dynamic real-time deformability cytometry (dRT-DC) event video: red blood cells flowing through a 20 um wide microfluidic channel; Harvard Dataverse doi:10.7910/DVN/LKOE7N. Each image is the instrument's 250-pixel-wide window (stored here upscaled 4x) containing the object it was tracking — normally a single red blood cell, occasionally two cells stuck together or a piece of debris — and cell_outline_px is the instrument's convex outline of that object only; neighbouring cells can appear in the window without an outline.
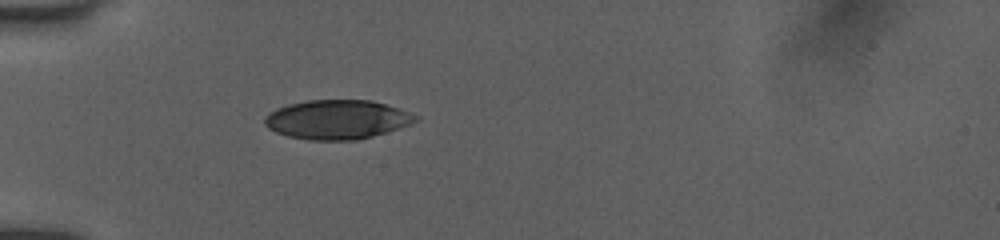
{"species": "human", "species_latin": "Homo sapiens", "temperature_condition": "room temperature", "stored_images_in_passage": 22, "camera_frame_rate_fps": 3000, "um_per_image_px": 0.085, "donor": {"sex": "female"}, "frame": {"image": 1, "passage_image": 1, "time_ms": 0.0, "image_size_px": [1000, 240], "cell_outline_px": [[420, 120], [372, 136], [356, 140], [308, 140], [288, 136], [276, 132], [268, 128], [264, 124], [264, 116], [268, 112], [276, 108], [288, 104], [308, 100], [372, 100], [400, 108], [420, 116]], "centroid_in_image_um": [28.63, 10.15], "position_along_channel_um": 56.4, "area_um2": 34.56}}
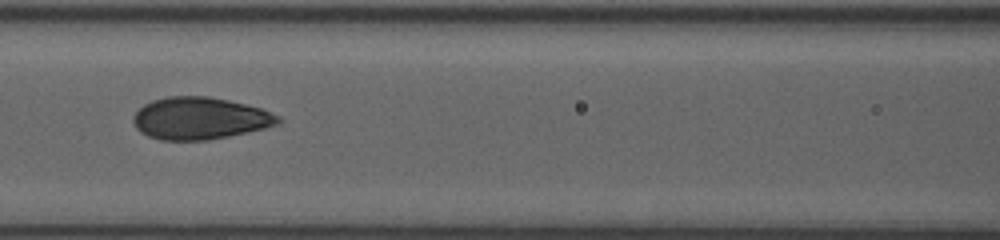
{"frame": {"image": 2, "passage_image": 18, "time_ms": 2.667, "image_size_px": [1000, 240], "cell_outline_px": [[284, 120], [280, 124], [264, 128], [228, 136], [208, 140], [160, 140], [148, 136], [140, 132], [136, 128], [132, 120], [136, 112], [144, 104], [152, 100], [168, 96], [208, 96], [228, 100], [260, 108], [280, 116]], "centroid_in_image_um": [16.99, 10.06], "position_along_channel_um": 149.6, "area_um2": 35.6}}
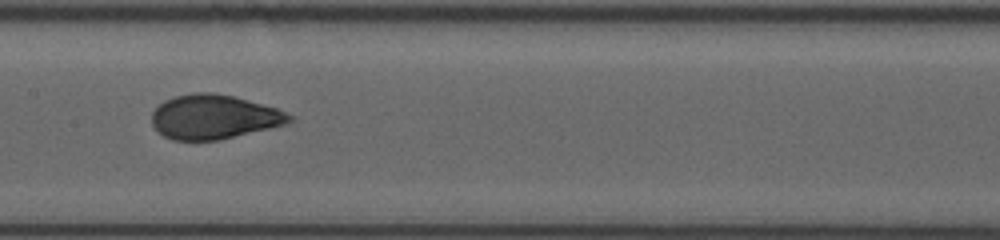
{"frame": {"image": 3, "passage_image": 21, "time_ms": 3.667, "image_size_px": [1000, 240], "cell_outline_px": [[296, 116], [292, 120], [284, 124], [268, 128], [216, 140], [172, 140], [164, 136], [152, 124], [152, 112], [164, 100], [176, 96], [192, 92], [212, 92], [232, 96], [276, 108]], "centroid_in_image_um": [18.16, 9.92], "position_along_channel_um": 189.2, "area_um2": 35.08}}